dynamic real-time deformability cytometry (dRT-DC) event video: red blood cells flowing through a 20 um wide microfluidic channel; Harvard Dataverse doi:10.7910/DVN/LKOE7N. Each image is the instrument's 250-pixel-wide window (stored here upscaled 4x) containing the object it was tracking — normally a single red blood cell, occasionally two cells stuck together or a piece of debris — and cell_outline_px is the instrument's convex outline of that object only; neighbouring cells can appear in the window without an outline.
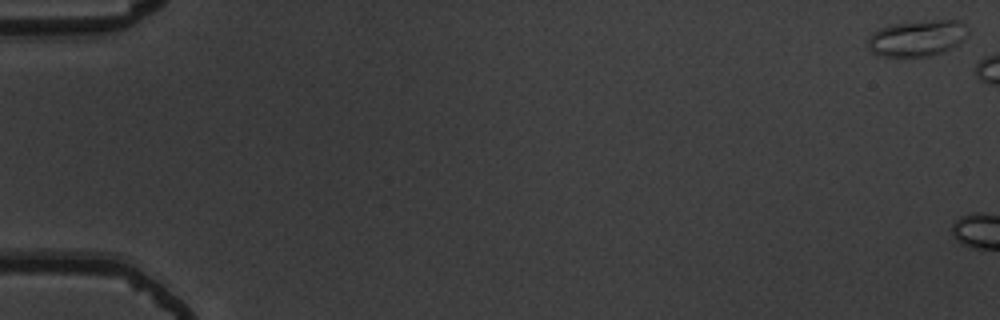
{"species": "common noctule bat (a hibernating species)", "species_latin": "Nyctalus noctula", "temperature_condition": "warm", "stored_images_in_passage": 6, "camera_frame_rate_fps": 3000, "um_per_image_px": 0.085, "animal": {"sex": "male", "body_mass_g": 19.5, "forearm_length_mm": 54.6}, "frame": {"image": 1, "passage_image": 1, "time_ms": 0.0, "image_size_px": [1000, 320], "cell_outline_px": [[968, 36], [964, 40], [952, 48], [944, 52], [928, 56], [880, 56], [872, 52], [864, 44], [868, 36], [872, 32], [888, 24], [932, 20], [956, 20], [964, 24], [968, 32]], "centroid_in_image_um": [77.92, 3.24], "position_along_channel_um": 7.1, "area_um2": 21.44}}